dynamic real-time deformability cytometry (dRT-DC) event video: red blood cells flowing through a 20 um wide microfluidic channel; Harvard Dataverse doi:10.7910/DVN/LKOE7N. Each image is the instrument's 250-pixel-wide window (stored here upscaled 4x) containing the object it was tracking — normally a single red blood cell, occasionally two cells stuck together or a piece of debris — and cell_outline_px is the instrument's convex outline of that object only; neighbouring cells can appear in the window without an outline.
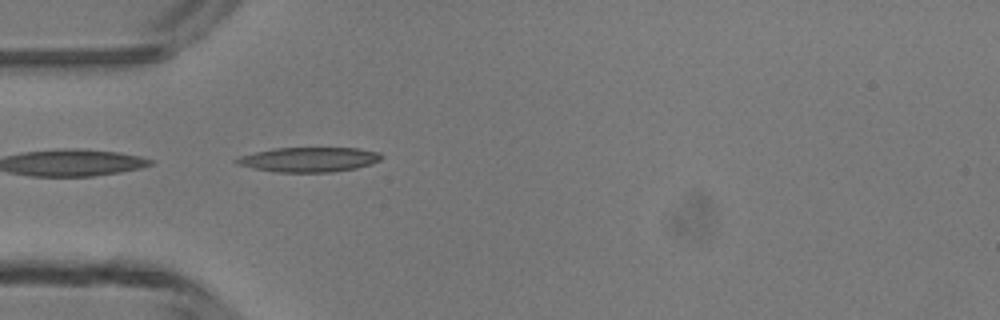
{"species": "common noctule bat (a hibernating species)", "species_latin": "Nyctalus noctula", "temperature_condition": "room temperature", "stored_images_in_passage": 3, "camera_frame_rate_fps": 3000, "um_per_image_px": 0.085, "animal": {"sex": "male", "body_mass_g": 13.3}, "frame": {"image": 1, "passage_image": 3, "time_ms": 2.667, "image_size_px": [1000, 320], "cell_outline_px": [[384, 156], [380, 160], [372, 164], [356, 168], [332, 172], [276, 172], [252, 168], [236, 164], [232, 160], [240, 156], [272, 148], [356, 148], [380, 152]], "centroid_in_image_um": [26.26, 13.56], "position_along_channel_um": 58.7, "area_um2": 20.98}}